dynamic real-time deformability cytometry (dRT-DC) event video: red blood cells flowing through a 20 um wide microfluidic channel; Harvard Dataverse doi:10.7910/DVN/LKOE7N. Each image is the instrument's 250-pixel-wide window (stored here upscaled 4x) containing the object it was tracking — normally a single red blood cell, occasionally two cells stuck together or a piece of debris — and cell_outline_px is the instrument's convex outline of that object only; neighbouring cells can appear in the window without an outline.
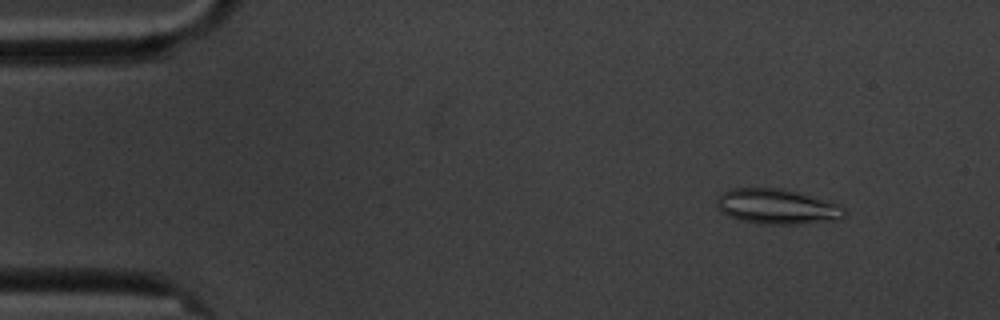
{"species": "common noctule bat (a hibernating species)", "species_latin": "Nyctalus noctula", "temperature_condition": "cold", "stored_images_in_passage": 6, "camera_frame_rate_fps": 3000, "um_per_image_px": 0.085, "animal": {"sex": "male", "body_mass_g": 20.1, "forearm_length_mm": 53.5}, "frame": {"image": 1, "passage_image": 2, "time_ms": 1.0, "image_size_px": [1000, 320], "cell_outline_px": [[848, 212], [840, 220], [800, 224], [760, 224], [740, 220], [728, 216], [720, 212], [716, 208], [716, 200], [724, 192], [732, 188], [784, 188], [836, 204], [844, 208]], "centroid_in_image_um": [66.03, 17.57], "position_along_channel_um": 19.0, "area_um2": 26.24}}
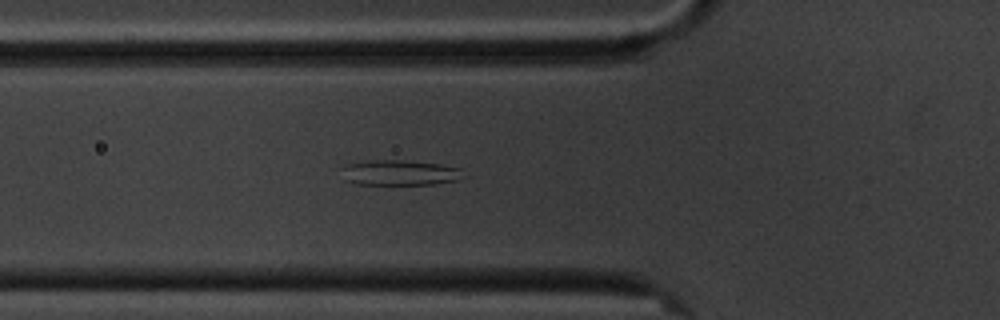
{"frame": {"image": 2, "passage_image": 6, "time_ms": 5.667, "image_size_px": [1000, 320], "cell_outline_px": [[460, 168], [456, 180], [436, 184], [356, 184], [344, 180], [340, 168], [348, 164], [372, 160], [404, 160], [440, 164]], "centroid_in_image_um": [33.86, 14.67], "position_along_channel_um": 91.9, "area_um2": 17.69}}